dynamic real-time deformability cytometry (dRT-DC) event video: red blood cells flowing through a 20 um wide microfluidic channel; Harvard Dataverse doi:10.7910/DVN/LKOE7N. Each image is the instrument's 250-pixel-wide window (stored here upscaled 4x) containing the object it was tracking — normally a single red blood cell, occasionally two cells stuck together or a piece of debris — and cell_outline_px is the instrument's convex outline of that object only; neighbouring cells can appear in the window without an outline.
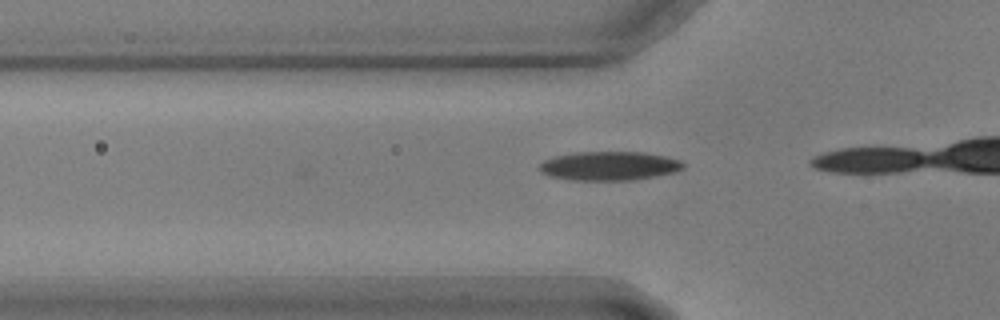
{"species": "common noctule bat (a hibernating species)", "species_latin": "Nyctalus noctula", "temperature_condition": "warm", "stored_images_in_passage": 5, "camera_frame_rate_fps": 3000, "um_per_image_px": 0.085, "animal": {"sex": "male", "body_mass_g": 17.9, "forearm_length_mm": 54.2}, "frame": {"image": 1, "passage_image": 3, "time_ms": 0.667, "image_size_px": [1000, 320], "cell_outline_px": [[684, 168], [676, 172], [656, 176], [632, 180], [576, 180], [552, 176], [540, 172], [540, 164], [544, 160], [556, 156], [572, 152], [644, 152], [664, 156], [680, 160], [684, 164]], "centroid_in_image_um": [51.82, 14.1], "position_along_channel_um": 74.0, "area_um2": 24.16}}